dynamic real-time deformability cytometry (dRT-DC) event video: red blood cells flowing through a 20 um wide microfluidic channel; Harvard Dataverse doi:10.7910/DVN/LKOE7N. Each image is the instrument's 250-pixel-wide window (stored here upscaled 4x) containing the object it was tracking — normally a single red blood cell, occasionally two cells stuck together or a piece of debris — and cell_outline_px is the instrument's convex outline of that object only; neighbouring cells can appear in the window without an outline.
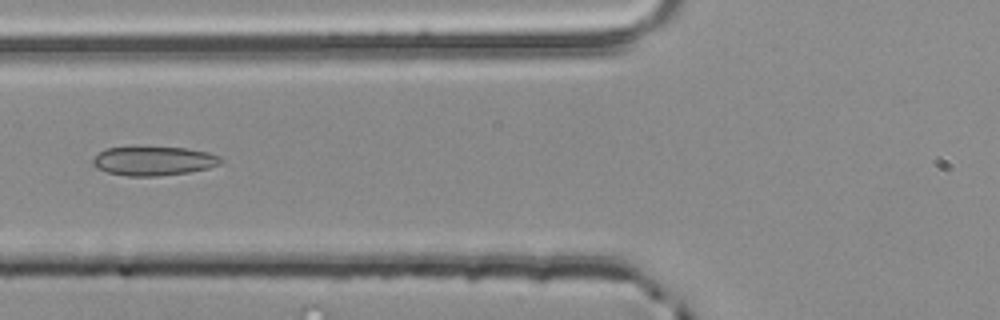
{"species": "common noctule bat (a hibernating species)", "species_latin": "Nyctalus noctula", "temperature_condition": "room temperature", "stored_images_in_passage": 37, "camera_frame_rate_fps": 3000, "um_per_image_px": 0.085, "animal": {"sex": "male", "body_mass_g": 20.4}, "frame": {"image": 1, "passage_image": 4, "time_ms": 1.0, "image_size_px": [1000, 320], "cell_outline_px": [[224, 160], [220, 164], [208, 168], [188, 172], [156, 176], [128, 176], [108, 172], [96, 168], [92, 164], [92, 160], [100, 152], [108, 148], [136, 144], [184, 148], [208, 152], [220, 156]], "centroid_in_image_um": [13.04, 13.63], "position_along_channel_um": 112.8, "area_um2": 22.37}}
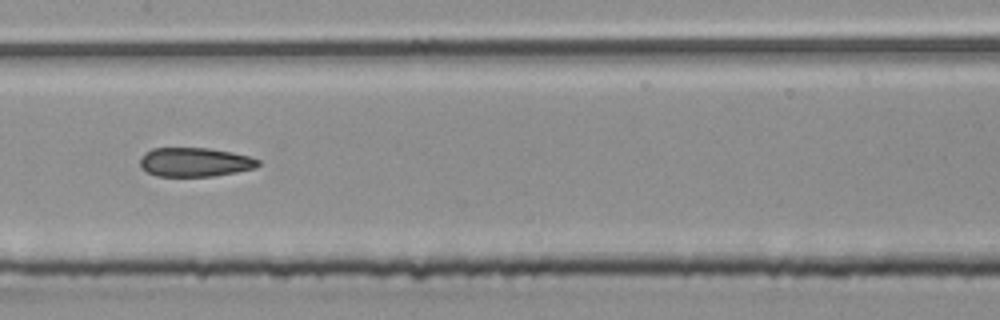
{"frame": {"image": 2, "passage_image": 10, "time_ms": 3.0, "image_size_px": [1000, 320], "cell_outline_px": [[260, 164], [256, 168], [236, 172], [212, 176], [156, 176], [148, 172], [140, 164], [140, 160], [144, 152], [152, 148], [208, 148], [232, 152], [252, 156], [260, 160]], "centroid_in_image_um": [16.6, 13.77], "position_along_channel_um": 190.8, "area_um2": 20.06}}
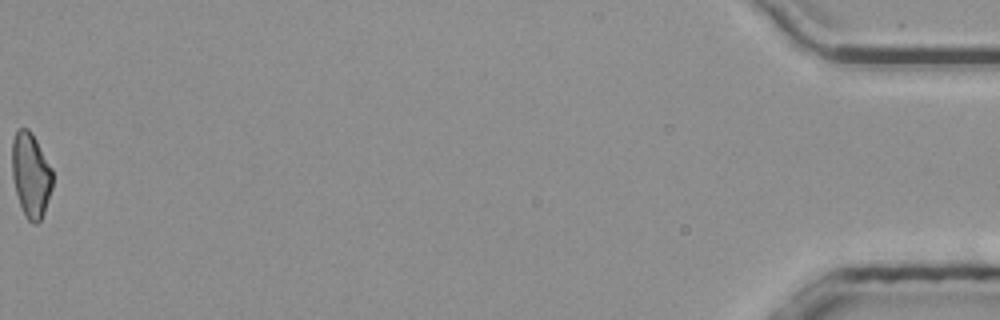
{"frame": {"image": 3, "passage_image": 37, "time_ms": 12.0, "image_size_px": [1000, 320], "cell_outline_px": [[52, 188], [44, 212], [40, 220], [36, 224], [32, 224], [24, 216], [16, 192], [12, 176], [12, 140], [16, 132], [20, 128], [28, 128], [36, 140], [52, 168]], "centroid_in_image_um": [2.61, 14.89], "position_along_channel_um": 432.6, "area_um2": 19.88}}